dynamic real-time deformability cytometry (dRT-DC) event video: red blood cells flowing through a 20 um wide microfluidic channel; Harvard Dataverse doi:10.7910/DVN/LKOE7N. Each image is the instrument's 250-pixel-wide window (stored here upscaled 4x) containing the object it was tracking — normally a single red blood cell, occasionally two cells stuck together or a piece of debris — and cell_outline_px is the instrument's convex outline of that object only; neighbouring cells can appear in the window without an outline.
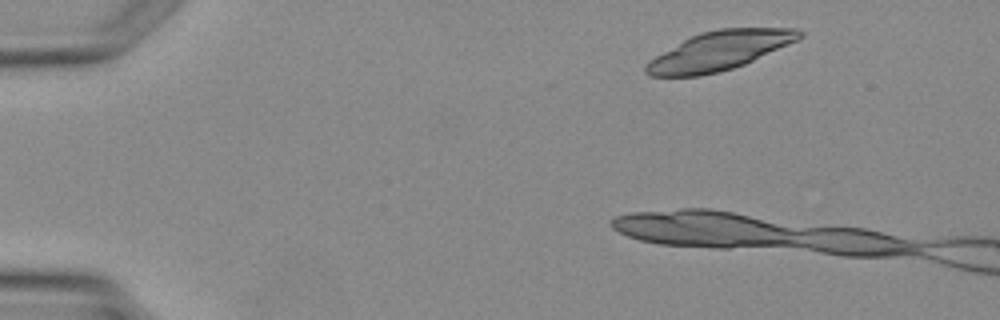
{"species": "Egyptian fruit bat (a non-hibernating species)", "species_latin": "Rousettus aegyptiacus", "temperature_condition": "warm", "stored_images_in_passage": 2, "camera_frame_rate_fps": 3000, "um_per_image_px": 0.085, "animal": {"sex": "female"}, "frame": {"image": 1, "passage_image": 1, "time_ms": 0.0, "image_size_px": [1000, 320], "cell_outline_px": [[804, 36], [800, 40], [744, 64], [732, 68], [700, 76], [652, 76], [644, 72], [644, 64], [648, 60], [684, 40], [700, 32], [720, 28], [796, 28], [804, 32]], "centroid_in_image_um": [61.18, 4.31], "position_along_channel_um": 23.8, "area_um2": 34.74}}